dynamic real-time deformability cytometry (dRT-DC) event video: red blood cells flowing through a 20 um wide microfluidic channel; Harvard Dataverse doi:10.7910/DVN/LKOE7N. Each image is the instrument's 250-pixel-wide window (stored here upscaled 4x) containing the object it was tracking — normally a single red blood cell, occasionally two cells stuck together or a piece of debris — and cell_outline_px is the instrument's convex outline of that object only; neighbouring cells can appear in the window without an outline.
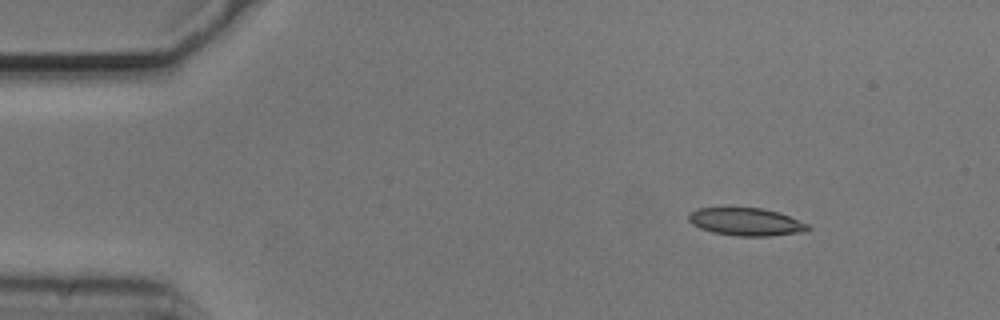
{"species": "common noctule bat (a hibernating species)", "species_latin": "Nyctalus noctula", "temperature_condition": "cold", "stored_images_in_passage": 48, "camera_frame_rate_fps": 3000, "um_per_image_px": 0.085, "animal": {"sex": "male", "body_mass_g": 20.5, "forearm_length_mm": 52.5}, "frame": {"image": 1, "passage_image": 1, "time_ms": 0.0, "image_size_px": [1000, 320], "cell_outline_px": [[812, 228], [808, 232], [772, 236], [736, 236], [712, 232], [700, 228], [692, 224], [688, 220], [688, 212], [696, 208], [764, 208], [788, 216], [808, 224]], "centroid_in_image_um": [63.42, 18.87], "position_along_channel_um": 21.6, "area_um2": 19.48}}
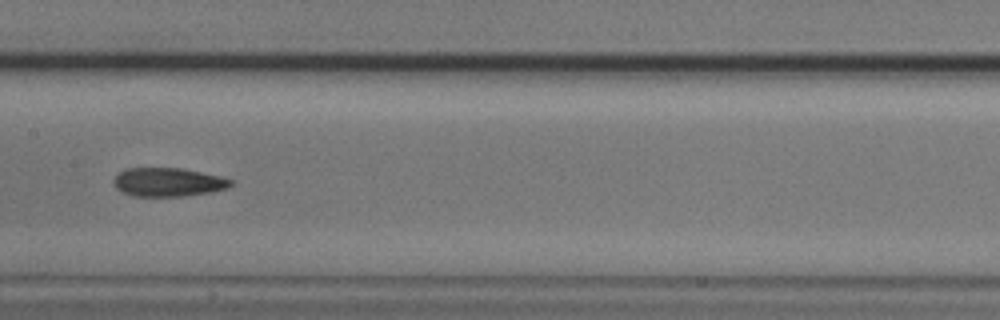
{"frame": {"image": 2, "passage_image": 21, "time_ms": 6.667, "image_size_px": [1000, 320], "cell_outline_px": [[236, 180], [228, 188], [212, 192], [184, 196], [136, 196], [124, 192], [116, 188], [112, 180], [124, 168], [184, 168], [220, 176]], "centroid_in_image_um": [14.34, 15.47], "position_along_channel_um": 193.1, "area_um2": 19.71}}
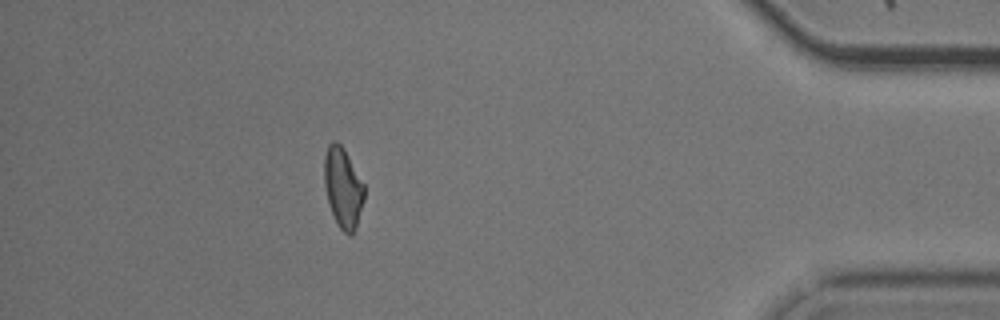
{"frame": {"image": 3, "passage_image": 42, "time_ms": 13.667, "image_size_px": [1000, 320], "cell_outline_px": [[364, 200], [356, 228], [352, 236], [348, 236], [336, 224], [328, 204], [324, 184], [324, 156], [328, 144], [332, 140], [336, 140], [344, 148], [364, 184]], "centroid_in_image_um": [29.14, 15.97], "position_along_channel_um": 406.1, "area_um2": 19.02}, "authors_computed_cell_mechanics": {"area_um2": 19.3919, "velocity_mm_per_s": 3.7343, "shape_relaxation_time_tau1_ms": 4.2064, "shape_relaxation_time_tau2_ms": 2.8712, "deformation_change_tau1": 0.1411, "deformation_change_tau2": 0.1078}}